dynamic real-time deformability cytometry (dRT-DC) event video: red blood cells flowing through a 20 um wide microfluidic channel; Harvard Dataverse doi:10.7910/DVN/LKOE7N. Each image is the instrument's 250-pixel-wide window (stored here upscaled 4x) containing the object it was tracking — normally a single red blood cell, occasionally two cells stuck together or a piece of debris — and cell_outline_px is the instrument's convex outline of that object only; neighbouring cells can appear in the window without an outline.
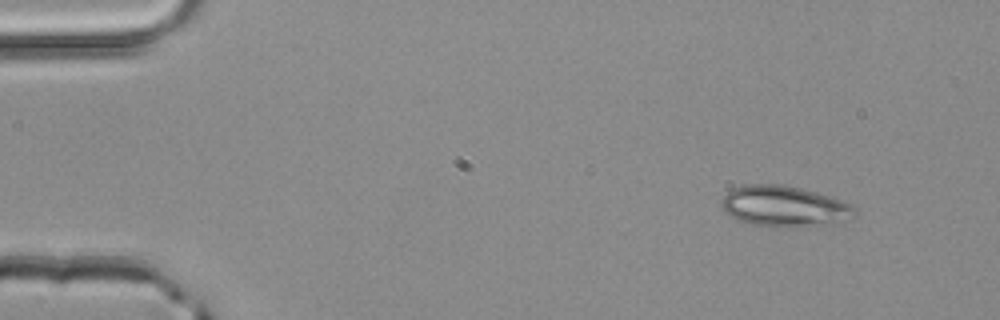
{"species": "common noctule bat (a hibernating species)", "species_latin": "Nyctalus noctula", "temperature_condition": "room temperature", "stored_images_in_passage": 3, "camera_frame_rate_fps": 3000, "um_per_image_px": 0.085, "animal": {"sex": "male", "body_mass_g": 20.4}, "frame": {"image": 1, "passage_image": 1, "time_ms": 0.0, "image_size_px": [1000, 320], "cell_outline_px": [[856, 208], [836, 224], [792, 228], [752, 224], [736, 220], [728, 216], [724, 212], [720, 204], [720, 200], [732, 188], [748, 184], [784, 184], [816, 192], [852, 204]], "centroid_in_image_um": [66.57, 17.54], "position_along_channel_um": 18.4, "area_um2": 31.73}}